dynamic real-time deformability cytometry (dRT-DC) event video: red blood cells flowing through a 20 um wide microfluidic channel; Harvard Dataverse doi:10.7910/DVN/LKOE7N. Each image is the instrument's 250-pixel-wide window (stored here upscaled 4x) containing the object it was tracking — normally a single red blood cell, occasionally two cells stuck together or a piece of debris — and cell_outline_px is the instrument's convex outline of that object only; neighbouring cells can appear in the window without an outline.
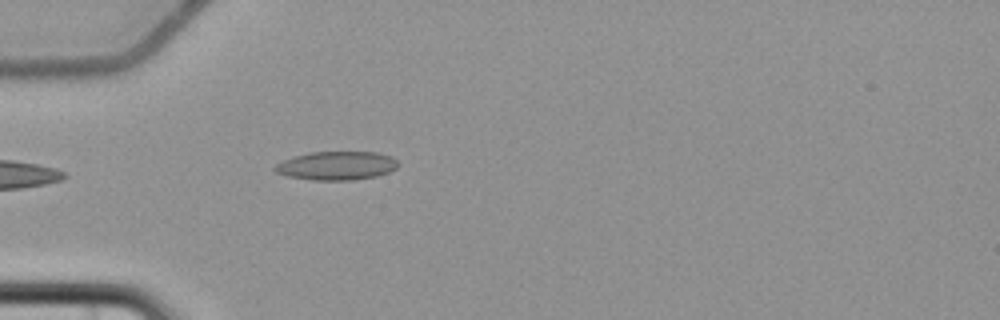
{"species": "common noctule bat (a hibernating species)", "species_latin": "Nyctalus noctula", "temperature_condition": "cold", "stored_images_in_passage": 6, "camera_frame_rate_fps": 3000, "um_per_image_px": 0.085, "animal": {"sex": "female", "body_mass_g": 22.7, "forearm_length_mm": 54.2}, "frame": {"image": 1, "passage_image": 6, "time_ms": 6.0, "image_size_px": [1000, 320], "cell_outline_px": [[400, 164], [396, 168], [388, 172], [376, 176], [352, 180], [312, 180], [288, 176], [276, 172], [272, 168], [276, 164], [292, 156], [312, 152], [376, 152], [392, 156]], "centroid_in_image_um": [28.61, 14.08], "position_along_channel_um": 56.4, "area_um2": 20.58}}